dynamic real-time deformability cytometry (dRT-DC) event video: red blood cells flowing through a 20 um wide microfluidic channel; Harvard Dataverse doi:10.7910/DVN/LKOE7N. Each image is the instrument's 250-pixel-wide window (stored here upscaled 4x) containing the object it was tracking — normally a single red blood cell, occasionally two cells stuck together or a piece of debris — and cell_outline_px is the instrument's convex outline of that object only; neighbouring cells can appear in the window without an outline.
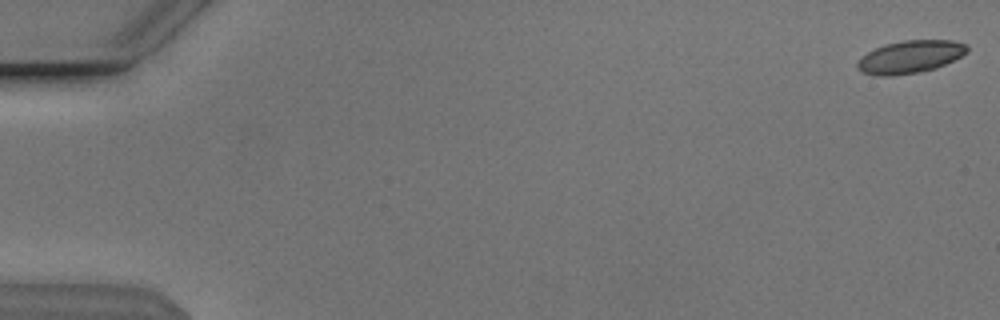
{"species": "Egyptian fruit bat (a non-hibernating species)", "species_latin": "Rousettus aegyptiacus", "temperature_condition": "cold", "stored_images_in_passage": 11, "camera_frame_rate_fps": 3000, "um_per_image_px": 0.085, "animal": {"sex": "male"}, "frame": {"image": 1, "passage_image": 1, "time_ms": 0.0, "image_size_px": [1000, 320], "cell_outline_px": [[968, 52], [936, 68], [916, 72], [892, 76], [876, 76], [860, 72], [856, 68], [856, 64], [868, 52], [876, 48], [888, 44], [904, 40], [952, 40], [968, 44]], "centroid_in_image_um": [77.36, 4.83], "position_along_channel_um": 7.6, "area_um2": 20.69}}